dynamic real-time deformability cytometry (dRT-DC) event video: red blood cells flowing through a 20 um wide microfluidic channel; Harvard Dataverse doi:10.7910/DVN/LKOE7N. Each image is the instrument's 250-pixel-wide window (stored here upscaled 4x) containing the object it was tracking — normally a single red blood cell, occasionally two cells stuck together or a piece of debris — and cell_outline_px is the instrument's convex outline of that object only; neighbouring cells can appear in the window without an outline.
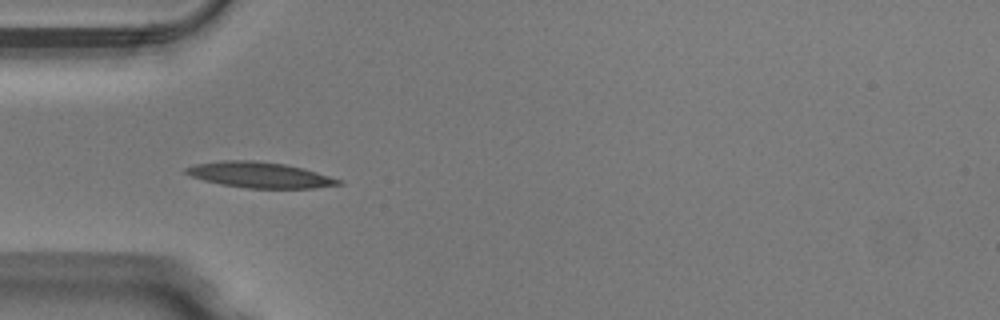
{"species": "Egyptian fruit bat (a non-hibernating species)", "species_latin": "Rousettus aegyptiacus", "temperature_condition": "warm", "stored_images_in_passage": 50, "camera_frame_rate_fps": 3000, "um_per_image_px": 0.085, "animal": {"sex": "male"}, "frame": {"image": 1, "passage_image": 15, "time_ms": 4.667, "image_size_px": [1000, 320], "cell_outline_px": [[344, 184], [312, 188], [248, 188], [220, 184], [204, 180], [192, 176], [184, 172], [184, 168], [196, 164], [224, 160], [256, 160], [284, 164], [304, 168], [340, 180]], "centroid_in_image_um": [22.06, 14.86], "position_along_channel_um": 62.9, "area_um2": 22.66}}
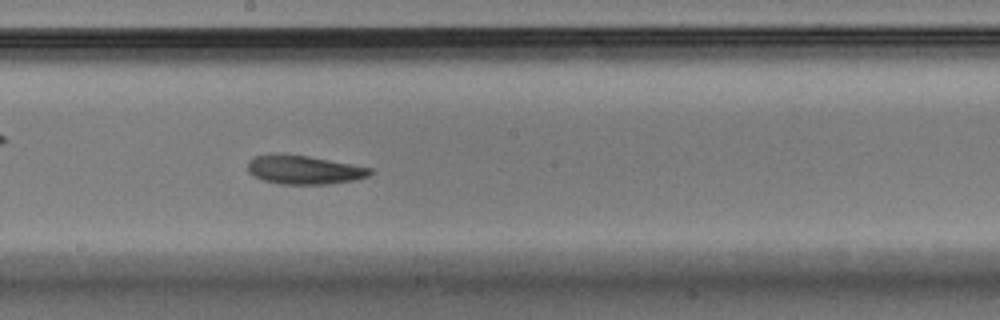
{"frame": {"image": 2, "passage_image": 27, "time_ms": 8.667, "image_size_px": [1000, 320], "cell_outline_px": [[372, 172], [368, 176], [356, 180], [328, 184], [280, 184], [264, 180], [248, 172], [248, 160], [256, 156], [272, 152], [308, 156], [352, 164], [372, 168]], "centroid_in_image_um": [25.83, 14.42], "position_along_channel_um": 222.4, "area_um2": 20.63}}
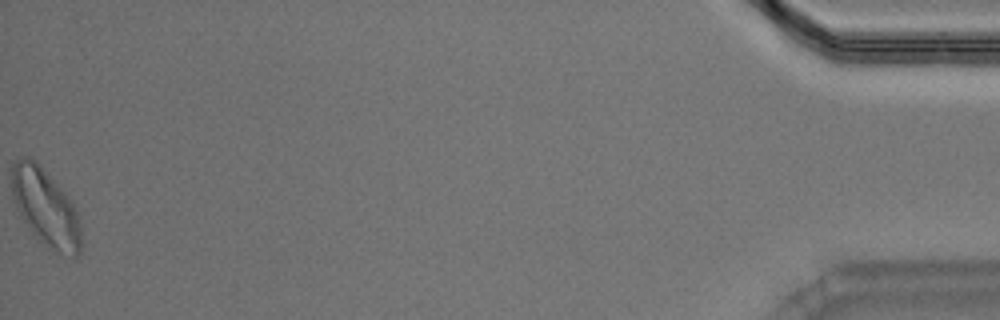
{"frame": {"image": 3, "passage_image": 50, "time_ms": 16.333, "image_size_px": [1000, 320], "cell_outline_px": [[80, 252], [76, 260], [48, 248], [32, 232], [16, 208], [12, 196], [12, 164], [16, 160], [24, 156], [28, 156], [36, 160], [64, 192], [72, 204], [76, 212], [80, 224]], "centroid_in_image_um": [3.86, 17.65], "position_along_channel_um": 431.3, "area_um2": 30.98}, "authors_computed_cell_mechanics": {"area_um2": 20.8947, "velocity_mm_per_s": 4.0133, "shape_relaxation_time_tau1_ms": 8.7363, "shape_relaxation_time_tau2_ms": null, "deformation_change_tau1": 0.2456, "deformation_change_tau2": null}}